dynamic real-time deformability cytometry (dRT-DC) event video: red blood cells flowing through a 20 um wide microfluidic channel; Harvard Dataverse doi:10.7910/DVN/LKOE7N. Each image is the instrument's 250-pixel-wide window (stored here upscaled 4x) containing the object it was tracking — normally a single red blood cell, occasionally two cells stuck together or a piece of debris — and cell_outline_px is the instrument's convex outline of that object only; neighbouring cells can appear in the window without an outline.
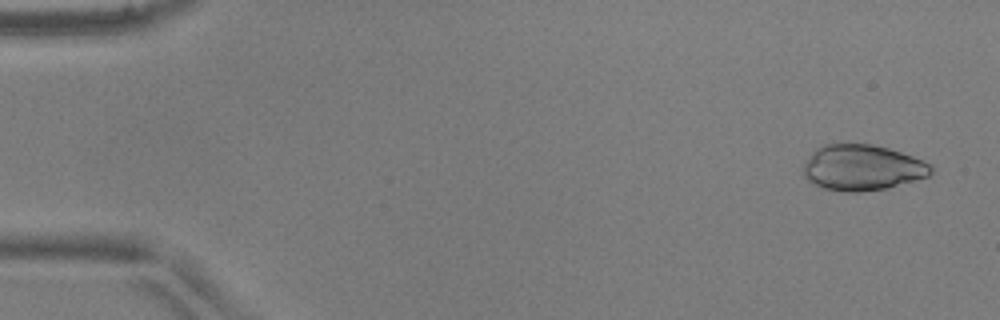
{"species": "common noctule bat (a hibernating species)", "species_latin": "Nyctalus noctula", "temperature_condition": "warm", "stored_images_in_passage": 51, "camera_frame_rate_fps": 3000, "um_per_image_px": 0.085, "animal": {"sex": "male", "body_mass_g": 17.9, "forearm_length_mm": 54.2}, "frame": {"image": 1, "passage_image": 3, "time_ms": 0.667, "image_size_px": [1000, 320], "cell_outline_px": [[932, 172], [928, 176], [884, 188], [860, 192], [844, 192], [824, 188], [808, 180], [804, 176], [804, 164], [816, 148], [824, 144], [872, 144], [888, 148], [912, 156], [932, 164]], "centroid_in_image_um": [73.29, 14.24], "position_along_channel_um": 11.7, "area_um2": 33.64}}
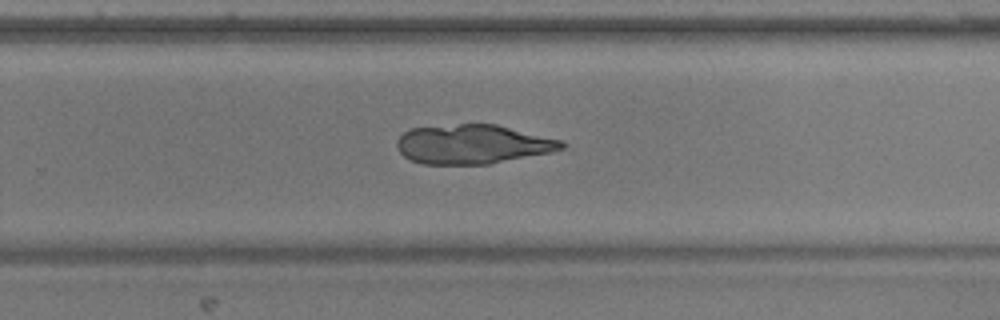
{"frame": {"image": 2, "passage_image": 34, "time_ms": 11.0, "image_size_px": [1000, 320], "cell_outline_px": [[568, 144], [564, 148], [552, 152], [488, 164], [424, 164], [412, 160], [404, 156], [396, 148], [396, 140], [404, 132], [412, 128], [460, 124], [496, 124], [564, 140]], "centroid_in_image_um": [40.22, 12.26], "position_along_channel_um": 289.6, "area_um2": 37.8}}
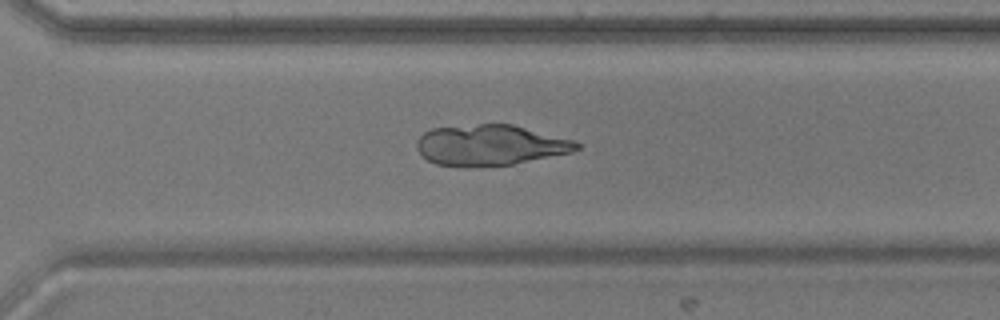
{"frame": {"image": 3, "passage_image": 37, "time_ms": 12.0, "image_size_px": [1000, 320], "cell_outline_px": [[580, 148], [572, 152], [512, 164], [436, 164], [428, 160], [416, 148], [416, 140], [424, 132], [432, 128], [480, 124], [512, 124], [572, 140], [580, 144]], "centroid_in_image_um": [41.67, 12.3], "position_along_channel_um": 328.9, "area_um2": 36.76}}